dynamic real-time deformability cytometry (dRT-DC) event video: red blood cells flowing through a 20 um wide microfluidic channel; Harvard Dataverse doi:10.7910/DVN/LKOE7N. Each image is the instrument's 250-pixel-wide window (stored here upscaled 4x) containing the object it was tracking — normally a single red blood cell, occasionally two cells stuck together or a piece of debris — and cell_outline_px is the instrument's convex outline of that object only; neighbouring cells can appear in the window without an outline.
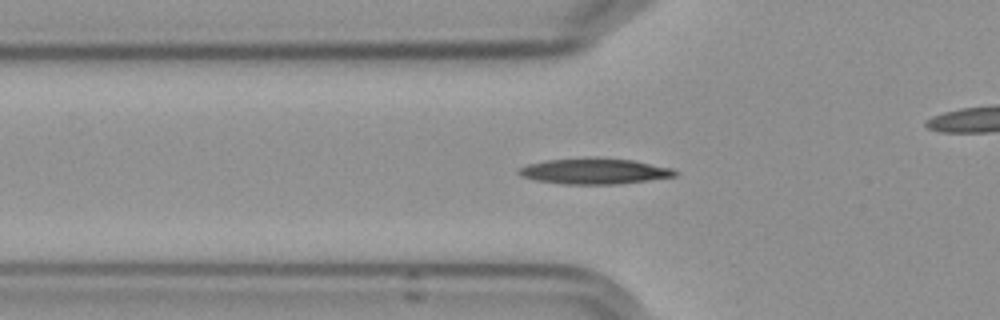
{"species": "Egyptian fruit bat (a non-hibernating species)", "species_latin": "Rousettus aegyptiacus", "temperature_condition": "cold", "stored_images_in_passage": 55, "camera_frame_rate_fps": 3000, "um_per_image_px": 0.085, "frame": {"image": 1, "passage_image": 17, "time_ms": 5.333, "image_size_px": [1000, 320], "cell_outline_px": [[676, 176], [620, 184], [564, 184], [536, 180], [520, 176], [516, 172], [520, 168], [528, 164], [548, 160], [584, 156], [596, 156], [632, 160], [672, 168], [676, 172]], "centroid_in_image_um": [50.49, 14.53], "position_along_channel_um": 75.3, "area_um2": 23.76}}
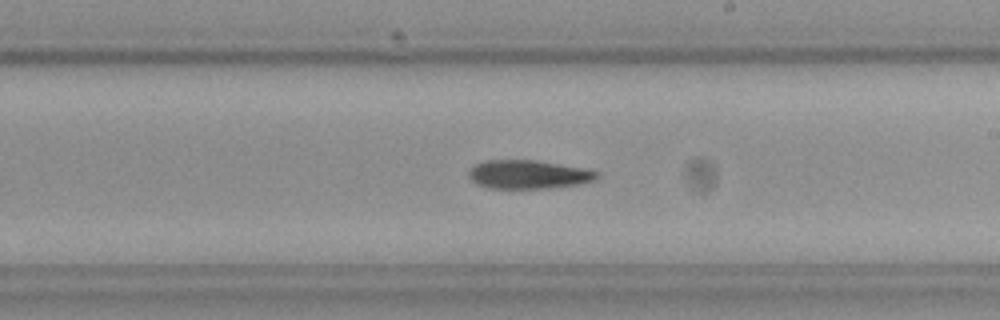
{"frame": {"image": 2, "passage_image": 31, "time_ms": 10.0, "image_size_px": [1000, 320], "cell_outline_px": [[600, 176], [596, 180], [576, 184], [548, 188], [488, 188], [476, 184], [468, 176], [468, 172], [476, 164], [488, 160], [532, 160], [580, 168], [600, 172]], "centroid_in_image_um": [44.89, 14.84], "position_along_channel_um": 244.1, "area_um2": 21.04}}
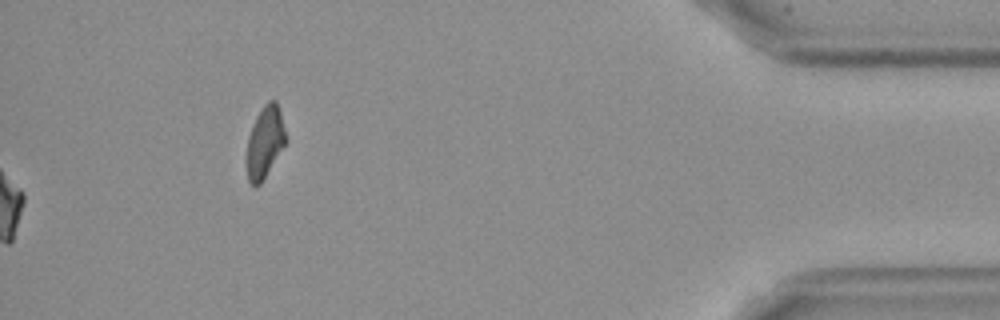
{"frame": {"image": 3, "passage_image": 55, "time_ms": 18.0, "image_size_px": [1000, 320], "cell_outline_px": [[288, 140], [260, 184], [252, 184], [248, 180], [248, 136], [252, 124], [256, 116], [264, 104], [268, 100], [276, 100], [280, 112]], "centroid_in_image_um": [22.55, 12.01], "position_along_channel_um": 412.7, "area_um2": 16.01}, "authors_computed_cell_mechanics": {"area_um2": 20.9814, "velocity_mm_per_s": 3.6026, "shape_relaxation_time_tau1_ms": 7.2667, "shape_relaxation_time_tau2_ms": null, "deformation_change_tau1": 0.1949, "deformation_change_tau2": null}}